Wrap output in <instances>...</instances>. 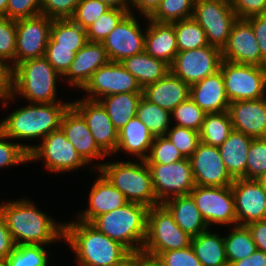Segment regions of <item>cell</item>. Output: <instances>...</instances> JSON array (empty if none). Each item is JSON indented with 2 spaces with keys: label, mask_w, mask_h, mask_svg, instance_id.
<instances>
[{
  "label": "cell",
  "mask_w": 266,
  "mask_h": 266,
  "mask_svg": "<svg viewBox=\"0 0 266 266\" xmlns=\"http://www.w3.org/2000/svg\"><path fill=\"white\" fill-rule=\"evenodd\" d=\"M0 213L16 245H48L64 239L65 225L55 223L27 200L0 204Z\"/></svg>",
  "instance_id": "1"
},
{
  "label": "cell",
  "mask_w": 266,
  "mask_h": 266,
  "mask_svg": "<svg viewBox=\"0 0 266 266\" xmlns=\"http://www.w3.org/2000/svg\"><path fill=\"white\" fill-rule=\"evenodd\" d=\"M74 222L64 224V240L77 254L76 261L80 266H113L130 252L90 223Z\"/></svg>",
  "instance_id": "2"
},
{
  "label": "cell",
  "mask_w": 266,
  "mask_h": 266,
  "mask_svg": "<svg viewBox=\"0 0 266 266\" xmlns=\"http://www.w3.org/2000/svg\"><path fill=\"white\" fill-rule=\"evenodd\" d=\"M71 103H31L17 109L0 122V130L9 138L42 140L58 130Z\"/></svg>",
  "instance_id": "3"
},
{
  "label": "cell",
  "mask_w": 266,
  "mask_h": 266,
  "mask_svg": "<svg viewBox=\"0 0 266 266\" xmlns=\"http://www.w3.org/2000/svg\"><path fill=\"white\" fill-rule=\"evenodd\" d=\"M149 208L128 202L111 212L95 217L90 224L129 251H142L147 234Z\"/></svg>",
  "instance_id": "4"
},
{
  "label": "cell",
  "mask_w": 266,
  "mask_h": 266,
  "mask_svg": "<svg viewBox=\"0 0 266 266\" xmlns=\"http://www.w3.org/2000/svg\"><path fill=\"white\" fill-rule=\"evenodd\" d=\"M140 163L112 162L99 165L102 173L128 202L139 203L151 208L159 205L150 169L145 160Z\"/></svg>",
  "instance_id": "5"
},
{
  "label": "cell",
  "mask_w": 266,
  "mask_h": 266,
  "mask_svg": "<svg viewBox=\"0 0 266 266\" xmlns=\"http://www.w3.org/2000/svg\"><path fill=\"white\" fill-rule=\"evenodd\" d=\"M61 76L43 56L18 63L13 72V96L30 103H55L56 79Z\"/></svg>",
  "instance_id": "6"
},
{
  "label": "cell",
  "mask_w": 266,
  "mask_h": 266,
  "mask_svg": "<svg viewBox=\"0 0 266 266\" xmlns=\"http://www.w3.org/2000/svg\"><path fill=\"white\" fill-rule=\"evenodd\" d=\"M191 239L174 221L173 215L163 205L152 206L147 215V234L142 251L157 257L169 250H178L191 245Z\"/></svg>",
  "instance_id": "7"
},
{
  "label": "cell",
  "mask_w": 266,
  "mask_h": 266,
  "mask_svg": "<svg viewBox=\"0 0 266 266\" xmlns=\"http://www.w3.org/2000/svg\"><path fill=\"white\" fill-rule=\"evenodd\" d=\"M220 71L230 103L265 97L266 67L223 60Z\"/></svg>",
  "instance_id": "8"
},
{
  "label": "cell",
  "mask_w": 266,
  "mask_h": 266,
  "mask_svg": "<svg viewBox=\"0 0 266 266\" xmlns=\"http://www.w3.org/2000/svg\"><path fill=\"white\" fill-rule=\"evenodd\" d=\"M192 18L205 31L208 44L222 50L238 17L230 0H195Z\"/></svg>",
  "instance_id": "9"
},
{
  "label": "cell",
  "mask_w": 266,
  "mask_h": 266,
  "mask_svg": "<svg viewBox=\"0 0 266 266\" xmlns=\"http://www.w3.org/2000/svg\"><path fill=\"white\" fill-rule=\"evenodd\" d=\"M223 61L220 48L207 45L196 49L178 51L170 71L189 86L215 74Z\"/></svg>",
  "instance_id": "10"
},
{
  "label": "cell",
  "mask_w": 266,
  "mask_h": 266,
  "mask_svg": "<svg viewBox=\"0 0 266 266\" xmlns=\"http://www.w3.org/2000/svg\"><path fill=\"white\" fill-rule=\"evenodd\" d=\"M147 165L160 204L176 196L189 195L196 186L189 158L171 164Z\"/></svg>",
  "instance_id": "11"
},
{
  "label": "cell",
  "mask_w": 266,
  "mask_h": 266,
  "mask_svg": "<svg viewBox=\"0 0 266 266\" xmlns=\"http://www.w3.org/2000/svg\"><path fill=\"white\" fill-rule=\"evenodd\" d=\"M38 146H30L29 161L44 159L47 170L64 172L85 166L87 163L77 153L61 128L52 131Z\"/></svg>",
  "instance_id": "12"
},
{
  "label": "cell",
  "mask_w": 266,
  "mask_h": 266,
  "mask_svg": "<svg viewBox=\"0 0 266 266\" xmlns=\"http://www.w3.org/2000/svg\"><path fill=\"white\" fill-rule=\"evenodd\" d=\"M201 212L207 225H237L234 195L231 186H195L189 194Z\"/></svg>",
  "instance_id": "13"
},
{
  "label": "cell",
  "mask_w": 266,
  "mask_h": 266,
  "mask_svg": "<svg viewBox=\"0 0 266 266\" xmlns=\"http://www.w3.org/2000/svg\"><path fill=\"white\" fill-rule=\"evenodd\" d=\"M53 19L39 14L16 20L15 66L45 55Z\"/></svg>",
  "instance_id": "14"
},
{
  "label": "cell",
  "mask_w": 266,
  "mask_h": 266,
  "mask_svg": "<svg viewBox=\"0 0 266 266\" xmlns=\"http://www.w3.org/2000/svg\"><path fill=\"white\" fill-rule=\"evenodd\" d=\"M83 90L89 92V97L86 99L97 101L100 97L118 93L143 92L135 77L125 69L121 62L113 61L99 67Z\"/></svg>",
  "instance_id": "15"
},
{
  "label": "cell",
  "mask_w": 266,
  "mask_h": 266,
  "mask_svg": "<svg viewBox=\"0 0 266 266\" xmlns=\"http://www.w3.org/2000/svg\"><path fill=\"white\" fill-rule=\"evenodd\" d=\"M197 186H231L234 179L228 173L218 147L199 142L189 157Z\"/></svg>",
  "instance_id": "16"
},
{
  "label": "cell",
  "mask_w": 266,
  "mask_h": 266,
  "mask_svg": "<svg viewBox=\"0 0 266 266\" xmlns=\"http://www.w3.org/2000/svg\"><path fill=\"white\" fill-rule=\"evenodd\" d=\"M133 15L130 11L102 42L110 61L121 62L145 51V34Z\"/></svg>",
  "instance_id": "17"
},
{
  "label": "cell",
  "mask_w": 266,
  "mask_h": 266,
  "mask_svg": "<svg viewBox=\"0 0 266 266\" xmlns=\"http://www.w3.org/2000/svg\"><path fill=\"white\" fill-rule=\"evenodd\" d=\"M221 51L223 60L266 67V60L262 57L251 23L247 19L237 18L227 44Z\"/></svg>",
  "instance_id": "18"
},
{
  "label": "cell",
  "mask_w": 266,
  "mask_h": 266,
  "mask_svg": "<svg viewBox=\"0 0 266 266\" xmlns=\"http://www.w3.org/2000/svg\"><path fill=\"white\" fill-rule=\"evenodd\" d=\"M71 106L84 118L98 147L106 154L116 153L118 130L113 126L105 108L97 100L83 99Z\"/></svg>",
  "instance_id": "19"
},
{
  "label": "cell",
  "mask_w": 266,
  "mask_h": 266,
  "mask_svg": "<svg viewBox=\"0 0 266 266\" xmlns=\"http://www.w3.org/2000/svg\"><path fill=\"white\" fill-rule=\"evenodd\" d=\"M231 189L234 195L237 225L266 219V191L256 179H234Z\"/></svg>",
  "instance_id": "20"
},
{
  "label": "cell",
  "mask_w": 266,
  "mask_h": 266,
  "mask_svg": "<svg viewBox=\"0 0 266 266\" xmlns=\"http://www.w3.org/2000/svg\"><path fill=\"white\" fill-rule=\"evenodd\" d=\"M228 113L234 130L254 139L266 138V97L232 102Z\"/></svg>",
  "instance_id": "21"
},
{
  "label": "cell",
  "mask_w": 266,
  "mask_h": 266,
  "mask_svg": "<svg viewBox=\"0 0 266 266\" xmlns=\"http://www.w3.org/2000/svg\"><path fill=\"white\" fill-rule=\"evenodd\" d=\"M60 128L86 163L107 156L98 147L84 118L72 106L64 113Z\"/></svg>",
  "instance_id": "22"
},
{
  "label": "cell",
  "mask_w": 266,
  "mask_h": 266,
  "mask_svg": "<svg viewBox=\"0 0 266 266\" xmlns=\"http://www.w3.org/2000/svg\"><path fill=\"white\" fill-rule=\"evenodd\" d=\"M103 43L88 41L76 54L64 77L68 82L79 88H84L92 74L109 62Z\"/></svg>",
  "instance_id": "23"
},
{
  "label": "cell",
  "mask_w": 266,
  "mask_h": 266,
  "mask_svg": "<svg viewBox=\"0 0 266 266\" xmlns=\"http://www.w3.org/2000/svg\"><path fill=\"white\" fill-rule=\"evenodd\" d=\"M143 96L150 102L169 111L170 113L190 95V86L169 71L157 82L146 85Z\"/></svg>",
  "instance_id": "24"
},
{
  "label": "cell",
  "mask_w": 266,
  "mask_h": 266,
  "mask_svg": "<svg viewBox=\"0 0 266 266\" xmlns=\"http://www.w3.org/2000/svg\"><path fill=\"white\" fill-rule=\"evenodd\" d=\"M189 97L206 114L228 111L230 104L225 91L224 78L220 70L191 85Z\"/></svg>",
  "instance_id": "25"
},
{
  "label": "cell",
  "mask_w": 266,
  "mask_h": 266,
  "mask_svg": "<svg viewBox=\"0 0 266 266\" xmlns=\"http://www.w3.org/2000/svg\"><path fill=\"white\" fill-rule=\"evenodd\" d=\"M125 196L101 173L89 195V207L78 216L79 221L90 223L95 217L127 204Z\"/></svg>",
  "instance_id": "26"
},
{
  "label": "cell",
  "mask_w": 266,
  "mask_h": 266,
  "mask_svg": "<svg viewBox=\"0 0 266 266\" xmlns=\"http://www.w3.org/2000/svg\"><path fill=\"white\" fill-rule=\"evenodd\" d=\"M149 22L145 32V51L150 56L171 65L178 53L174 23H160L153 20Z\"/></svg>",
  "instance_id": "27"
},
{
  "label": "cell",
  "mask_w": 266,
  "mask_h": 266,
  "mask_svg": "<svg viewBox=\"0 0 266 266\" xmlns=\"http://www.w3.org/2000/svg\"><path fill=\"white\" fill-rule=\"evenodd\" d=\"M253 139L233 129L228 138L218 147L225 167L233 179H246V159Z\"/></svg>",
  "instance_id": "28"
},
{
  "label": "cell",
  "mask_w": 266,
  "mask_h": 266,
  "mask_svg": "<svg viewBox=\"0 0 266 266\" xmlns=\"http://www.w3.org/2000/svg\"><path fill=\"white\" fill-rule=\"evenodd\" d=\"M173 215L176 224L190 237L208 229L206 221L190 195L176 196L162 203Z\"/></svg>",
  "instance_id": "29"
},
{
  "label": "cell",
  "mask_w": 266,
  "mask_h": 266,
  "mask_svg": "<svg viewBox=\"0 0 266 266\" xmlns=\"http://www.w3.org/2000/svg\"><path fill=\"white\" fill-rule=\"evenodd\" d=\"M154 138L148 127L135 116L118 131L116 152L122 149L136 157L139 156L140 160H145Z\"/></svg>",
  "instance_id": "30"
},
{
  "label": "cell",
  "mask_w": 266,
  "mask_h": 266,
  "mask_svg": "<svg viewBox=\"0 0 266 266\" xmlns=\"http://www.w3.org/2000/svg\"><path fill=\"white\" fill-rule=\"evenodd\" d=\"M121 64L135 77L142 89L157 82L170 71L168 63L150 56L146 51L125 58Z\"/></svg>",
  "instance_id": "31"
},
{
  "label": "cell",
  "mask_w": 266,
  "mask_h": 266,
  "mask_svg": "<svg viewBox=\"0 0 266 266\" xmlns=\"http://www.w3.org/2000/svg\"><path fill=\"white\" fill-rule=\"evenodd\" d=\"M143 92L118 93L98 100L105 108L113 126L119 131L136 116L139 100Z\"/></svg>",
  "instance_id": "32"
},
{
  "label": "cell",
  "mask_w": 266,
  "mask_h": 266,
  "mask_svg": "<svg viewBox=\"0 0 266 266\" xmlns=\"http://www.w3.org/2000/svg\"><path fill=\"white\" fill-rule=\"evenodd\" d=\"M202 266H229L224 238L208 229L191 239L190 245Z\"/></svg>",
  "instance_id": "33"
},
{
  "label": "cell",
  "mask_w": 266,
  "mask_h": 266,
  "mask_svg": "<svg viewBox=\"0 0 266 266\" xmlns=\"http://www.w3.org/2000/svg\"><path fill=\"white\" fill-rule=\"evenodd\" d=\"M50 38L56 47L74 48L77 53L87 42V33L72 19H53Z\"/></svg>",
  "instance_id": "34"
},
{
  "label": "cell",
  "mask_w": 266,
  "mask_h": 266,
  "mask_svg": "<svg viewBox=\"0 0 266 266\" xmlns=\"http://www.w3.org/2000/svg\"><path fill=\"white\" fill-rule=\"evenodd\" d=\"M224 248L229 266L257 250L250 230L247 226L241 225H235L229 236L224 238Z\"/></svg>",
  "instance_id": "35"
},
{
  "label": "cell",
  "mask_w": 266,
  "mask_h": 266,
  "mask_svg": "<svg viewBox=\"0 0 266 266\" xmlns=\"http://www.w3.org/2000/svg\"><path fill=\"white\" fill-rule=\"evenodd\" d=\"M233 130L228 111L206 114L199 132L204 144L219 147Z\"/></svg>",
  "instance_id": "36"
},
{
  "label": "cell",
  "mask_w": 266,
  "mask_h": 266,
  "mask_svg": "<svg viewBox=\"0 0 266 266\" xmlns=\"http://www.w3.org/2000/svg\"><path fill=\"white\" fill-rule=\"evenodd\" d=\"M136 116L157 136H165L169 129L171 113L148 101L144 96L139 100Z\"/></svg>",
  "instance_id": "37"
},
{
  "label": "cell",
  "mask_w": 266,
  "mask_h": 266,
  "mask_svg": "<svg viewBox=\"0 0 266 266\" xmlns=\"http://www.w3.org/2000/svg\"><path fill=\"white\" fill-rule=\"evenodd\" d=\"M174 31L178 51H186L209 45L205 31L193 18L174 22Z\"/></svg>",
  "instance_id": "38"
},
{
  "label": "cell",
  "mask_w": 266,
  "mask_h": 266,
  "mask_svg": "<svg viewBox=\"0 0 266 266\" xmlns=\"http://www.w3.org/2000/svg\"><path fill=\"white\" fill-rule=\"evenodd\" d=\"M195 0H162L157 11L147 20L174 23L192 18Z\"/></svg>",
  "instance_id": "39"
},
{
  "label": "cell",
  "mask_w": 266,
  "mask_h": 266,
  "mask_svg": "<svg viewBox=\"0 0 266 266\" xmlns=\"http://www.w3.org/2000/svg\"><path fill=\"white\" fill-rule=\"evenodd\" d=\"M129 12L130 9L112 8L104 12L86 29L88 41L102 43Z\"/></svg>",
  "instance_id": "40"
},
{
  "label": "cell",
  "mask_w": 266,
  "mask_h": 266,
  "mask_svg": "<svg viewBox=\"0 0 266 266\" xmlns=\"http://www.w3.org/2000/svg\"><path fill=\"white\" fill-rule=\"evenodd\" d=\"M4 263L7 266H48L47 251L43 245H16Z\"/></svg>",
  "instance_id": "41"
},
{
  "label": "cell",
  "mask_w": 266,
  "mask_h": 266,
  "mask_svg": "<svg viewBox=\"0 0 266 266\" xmlns=\"http://www.w3.org/2000/svg\"><path fill=\"white\" fill-rule=\"evenodd\" d=\"M171 115L177 122L176 126L200 132L206 113L189 97L186 101L178 104Z\"/></svg>",
  "instance_id": "42"
},
{
  "label": "cell",
  "mask_w": 266,
  "mask_h": 266,
  "mask_svg": "<svg viewBox=\"0 0 266 266\" xmlns=\"http://www.w3.org/2000/svg\"><path fill=\"white\" fill-rule=\"evenodd\" d=\"M149 152L147 164H171L185 159L166 136L155 137Z\"/></svg>",
  "instance_id": "43"
},
{
  "label": "cell",
  "mask_w": 266,
  "mask_h": 266,
  "mask_svg": "<svg viewBox=\"0 0 266 266\" xmlns=\"http://www.w3.org/2000/svg\"><path fill=\"white\" fill-rule=\"evenodd\" d=\"M246 160V179H257L266 173V138L252 140Z\"/></svg>",
  "instance_id": "44"
},
{
  "label": "cell",
  "mask_w": 266,
  "mask_h": 266,
  "mask_svg": "<svg viewBox=\"0 0 266 266\" xmlns=\"http://www.w3.org/2000/svg\"><path fill=\"white\" fill-rule=\"evenodd\" d=\"M165 136L185 158H189L194 153L200 142L199 132L180 126H174L172 129H168Z\"/></svg>",
  "instance_id": "45"
},
{
  "label": "cell",
  "mask_w": 266,
  "mask_h": 266,
  "mask_svg": "<svg viewBox=\"0 0 266 266\" xmlns=\"http://www.w3.org/2000/svg\"><path fill=\"white\" fill-rule=\"evenodd\" d=\"M7 138L0 130V168L28 162L30 146L8 142Z\"/></svg>",
  "instance_id": "46"
},
{
  "label": "cell",
  "mask_w": 266,
  "mask_h": 266,
  "mask_svg": "<svg viewBox=\"0 0 266 266\" xmlns=\"http://www.w3.org/2000/svg\"><path fill=\"white\" fill-rule=\"evenodd\" d=\"M109 9L110 7L100 0H81L78 3L76 11L71 19L86 30Z\"/></svg>",
  "instance_id": "47"
},
{
  "label": "cell",
  "mask_w": 266,
  "mask_h": 266,
  "mask_svg": "<svg viewBox=\"0 0 266 266\" xmlns=\"http://www.w3.org/2000/svg\"><path fill=\"white\" fill-rule=\"evenodd\" d=\"M16 21L0 16V58L12 61L15 67Z\"/></svg>",
  "instance_id": "48"
},
{
  "label": "cell",
  "mask_w": 266,
  "mask_h": 266,
  "mask_svg": "<svg viewBox=\"0 0 266 266\" xmlns=\"http://www.w3.org/2000/svg\"><path fill=\"white\" fill-rule=\"evenodd\" d=\"M75 54L74 48L56 47V43L49 38L44 57L63 77L69 70Z\"/></svg>",
  "instance_id": "49"
},
{
  "label": "cell",
  "mask_w": 266,
  "mask_h": 266,
  "mask_svg": "<svg viewBox=\"0 0 266 266\" xmlns=\"http://www.w3.org/2000/svg\"><path fill=\"white\" fill-rule=\"evenodd\" d=\"M81 0H41L40 13L51 19H71Z\"/></svg>",
  "instance_id": "50"
},
{
  "label": "cell",
  "mask_w": 266,
  "mask_h": 266,
  "mask_svg": "<svg viewBox=\"0 0 266 266\" xmlns=\"http://www.w3.org/2000/svg\"><path fill=\"white\" fill-rule=\"evenodd\" d=\"M156 258L165 266H202L191 246L164 251Z\"/></svg>",
  "instance_id": "51"
},
{
  "label": "cell",
  "mask_w": 266,
  "mask_h": 266,
  "mask_svg": "<svg viewBox=\"0 0 266 266\" xmlns=\"http://www.w3.org/2000/svg\"><path fill=\"white\" fill-rule=\"evenodd\" d=\"M41 10V0H9L6 17L10 20H19L37 16Z\"/></svg>",
  "instance_id": "52"
},
{
  "label": "cell",
  "mask_w": 266,
  "mask_h": 266,
  "mask_svg": "<svg viewBox=\"0 0 266 266\" xmlns=\"http://www.w3.org/2000/svg\"><path fill=\"white\" fill-rule=\"evenodd\" d=\"M230 2L239 19L266 14V0H230Z\"/></svg>",
  "instance_id": "53"
},
{
  "label": "cell",
  "mask_w": 266,
  "mask_h": 266,
  "mask_svg": "<svg viewBox=\"0 0 266 266\" xmlns=\"http://www.w3.org/2000/svg\"><path fill=\"white\" fill-rule=\"evenodd\" d=\"M5 59L0 58V99H5L4 106H7L8 99L13 97V72L14 68L7 65ZM4 62V63H3Z\"/></svg>",
  "instance_id": "54"
},
{
  "label": "cell",
  "mask_w": 266,
  "mask_h": 266,
  "mask_svg": "<svg viewBox=\"0 0 266 266\" xmlns=\"http://www.w3.org/2000/svg\"><path fill=\"white\" fill-rule=\"evenodd\" d=\"M251 23L262 57L266 60V14L247 18Z\"/></svg>",
  "instance_id": "55"
},
{
  "label": "cell",
  "mask_w": 266,
  "mask_h": 266,
  "mask_svg": "<svg viewBox=\"0 0 266 266\" xmlns=\"http://www.w3.org/2000/svg\"><path fill=\"white\" fill-rule=\"evenodd\" d=\"M15 247V241L6 225L3 215L0 213V262H4Z\"/></svg>",
  "instance_id": "56"
},
{
  "label": "cell",
  "mask_w": 266,
  "mask_h": 266,
  "mask_svg": "<svg viewBox=\"0 0 266 266\" xmlns=\"http://www.w3.org/2000/svg\"><path fill=\"white\" fill-rule=\"evenodd\" d=\"M247 227L252 234L257 249L266 253V219L249 223Z\"/></svg>",
  "instance_id": "57"
},
{
  "label": "cell",
  "mask_w": 266,
  "mask_h": 266,
  "mask_svg": "<svg viewBox=\"0 0 266 266\" xmlns=\"http://www.w3.org/2000/svg\"><path fill=\"white\" fill-rule=\"evenodd\" d=\"M161 2L162 0H130V3L148 19L157 11Z\"/></svg>",
  "instance_id": "58"
},
{
  "label": "cell",
  "mask_w": 266,
  "mask_h": 266,
  "mask_svg": "<svg viewBox=\"0 0 266 266\" xmlns=\"http://www.w3.org/2000/svg\"><path fill=\"white\" fill-rule=\"evenodd\" d=\"M145 257L143 251H130L113 266H145Z\"/></svg>",
  "instance_id": "59"
},
{
  "label": "cell",
  "mask_w": 266,
  "mask_h": 266,
  "mask_svg": "<svg viewBox=\"0 0 266 266\" xmlns=\"http://www.w3.org/2000/svg\"><path fill=\"white\" fill-rule=\"evenodd\" d=\"M231 266H266V253L257 249L250 256L234 262Z\"/></svg>",
  "instance_id": "60"
},
{
  "label": "cell",
  "mask_w": 266,
  "mask_h": 266,
  "mask_svg": "<svg viewBox=\"0 0 266 266\" xmlns=\"http://www.w3.org/2000/svg\"><path fill=\"white\" fill-rule=\"evenodd\" d=\"M112 9H129L130 0H100Z\"/></svg>",
  "instance_id": "61"
},
{
  "label": "cell",
  "mask_w": 266,
  "mask_h": 266,
  "mask_svg": "<svg viewBox=\"0 0 266 266\" xmlns=\"http://www.w3.org/2000/svg\"><path fill=\"white\" fill-rule=\"evenodd\" d=\"M145 266H165L156 257L148 256L145 257Z\"/></svg>",
  "instance_id": "62"
},
{
  "label": "cell",
  "mask_w": 266,
  "mask_h": 266,
  "mask_svg": "<svg viewBox=\"0 0 266 266\" xmlns=\"http://www.w3.org/2000/svg\"><path fill=\"white\" fill-rule=\"evenodd\" d=\"M9 0H0V16H6V9Z\"/></svg>",
  "instance_id": "63"
},
{
  "label": "cell",
  "mask_w": 266,
  "mask_h": 266,
  "mask_svg": "<svg viewBox=\"0 0 266 266\" xmlns=\"http://www.w3.org/2000/svg\"><path fill=\"white\" fill-rule=\"evenodd\" d=\"M256 181L260 184V186L266 191V173L260 175Z\"/></svg>",
  "instance_id": "64"
},
{
  "label": "cell",
  "mask_w": 266,
  "mask_h": 266,
  "mask_svg": "<svg viewBox=\"0 0 266 266\" xmlns=\"http://www.w3.org/2000/svg\"><path fill=\"white\" fill-rule=\"evenodd\" d=\"M0 266H7L4 262H0Z\"/></svg>",
  "instance_id": "65"
}]
</instances>
